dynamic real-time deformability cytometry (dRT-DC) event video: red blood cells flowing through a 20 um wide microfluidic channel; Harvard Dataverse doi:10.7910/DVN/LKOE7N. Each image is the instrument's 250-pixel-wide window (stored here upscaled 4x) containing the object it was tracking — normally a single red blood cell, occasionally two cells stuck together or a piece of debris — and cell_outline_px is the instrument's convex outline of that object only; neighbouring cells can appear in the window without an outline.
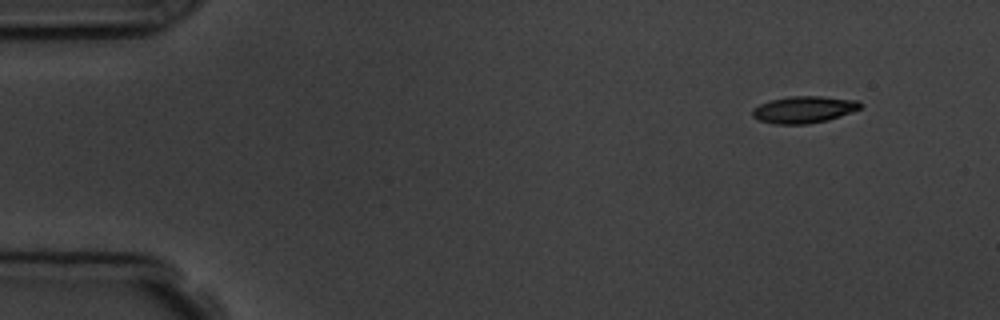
{"species": "common noctule bat (a hibernating species)", "species_latin": "Nyctalus noctula", "temperature_condition": "room temperature", "stored_images_in_passage": 5, "camera_frame_rate_fps": 3000, "um_per_image_px": 0.085, "animal": {"sex": "male", "body_mass_g": 19.5, "forearm_length_mm": 54.6}, "frame": {"image": 1, "passage_image": 1, "time_ms": 0.0, "image_size_px": [1000, 320], "cell_outline_px": [[864, 104], [860, 108], [840, 116], [828, 120], [808, 124], [772, 124], [760, 120], [752, 116], [752, 108], [768, 100], [788, 96], [824, 96], [860, 100]], "centroid_in_image_um": [68.33, 9.3], "position_along_channel_um": 16.7, "area_um2": 17.17}}
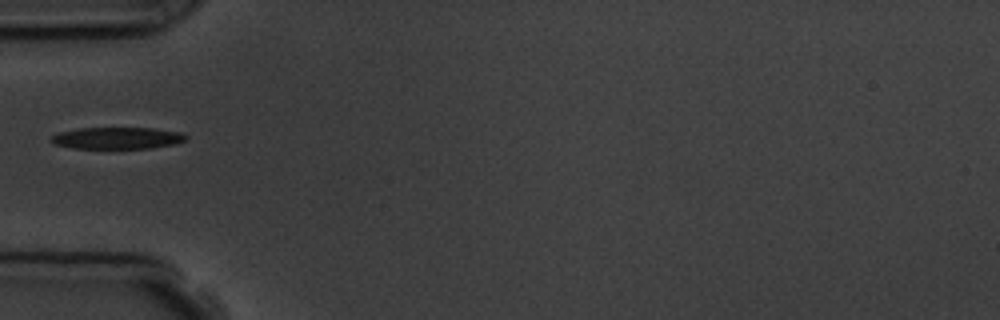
{"frame": {"image": 2, "passage_image": 4, "time_ms": 4.333, "image_size_px": [1000, 320], "cell_outline_px": [[188, 136], [184, 140], [176, 144], [148, 148], [72, 148], [56, 144], [48, 140], [52, 136], [60, 132], [80, 128], [152, 128], [184, 132]], "centroid_in_image_um": [10.0, 11.73], "position_along_channel_um": 75.0, "area_um2": 17.05}}